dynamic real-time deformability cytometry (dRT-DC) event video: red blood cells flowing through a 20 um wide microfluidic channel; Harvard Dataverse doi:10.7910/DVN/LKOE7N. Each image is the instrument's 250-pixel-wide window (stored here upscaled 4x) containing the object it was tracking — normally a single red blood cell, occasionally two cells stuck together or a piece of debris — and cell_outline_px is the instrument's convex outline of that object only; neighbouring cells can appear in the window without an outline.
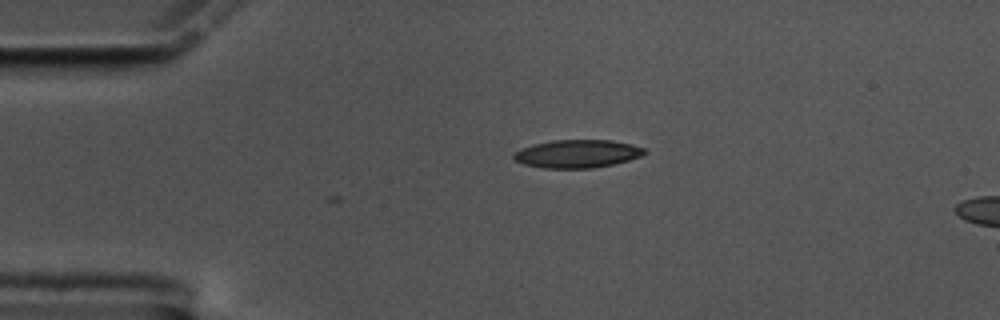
{"species": "common noctule bat (a hibernating species)", "species_latin": "Nyctalus noctula", "temperature_condition": "cold", "stored_images_in_passage": 4, "camera_frame_rate_fps": 3000, "um_per_image_px": 0.085, "animal": {"sex": "male", "body_mass_g": 17.5, "forearm_length_mm": 52.3}, "frame": {"image": 1, "passage_image": 1, "time_ms": 0.0, "image_size_px": [1000, 320], "cell_outline_px": [[648, 152], [640, 156], [628, 160], [612, 164], [592, 168], [544, 168], [524, 164], [516, 160], [512, 156], [512, 152], [536, 144], [552, 140], [612, 140], [632, 144], [648, 148]], "centroid_in_image_um": [49.12, 13.06], "position_along_channel_um": 35.9, "area_um2": 21.33}}